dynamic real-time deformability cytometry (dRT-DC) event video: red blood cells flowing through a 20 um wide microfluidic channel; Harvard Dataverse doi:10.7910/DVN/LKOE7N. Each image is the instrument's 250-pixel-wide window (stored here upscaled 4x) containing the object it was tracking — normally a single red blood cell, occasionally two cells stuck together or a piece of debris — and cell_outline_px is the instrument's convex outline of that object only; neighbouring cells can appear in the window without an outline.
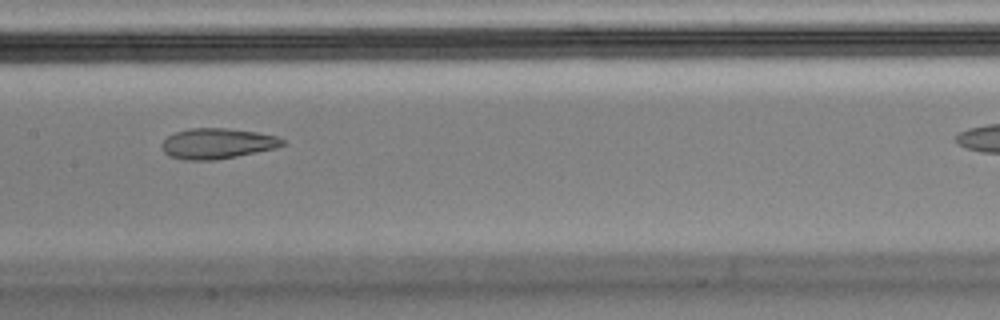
{"species": "Egyptian fruit bat (a non-hibernating species)", "species_latin": "Rousettus aegyptiacus", "temperature_condition": "cold", "stored_images_in_passage": 10, "camera_frame_rate_fps": 3000, "um_per_image_px": 0.085, "animal": {"sex": "male"}, "frame": {"image": 1, "passage_image": 6, "time_ms": 1.667, "image_size_px": [1000, 320], "cell_outline_px": [[284, 144], [276, 148], [216, 160], [184, 160], [168, 156], [160, 148], [160, 144], [168, 136], [176, 132], [188, 128], [228, 128], [256, 132], [276, 136], [284, 140]], "centroid_in_image_um": [18.42, 12.2], "position_along_channel_um": 189.0, "area_um2": 21.5}}
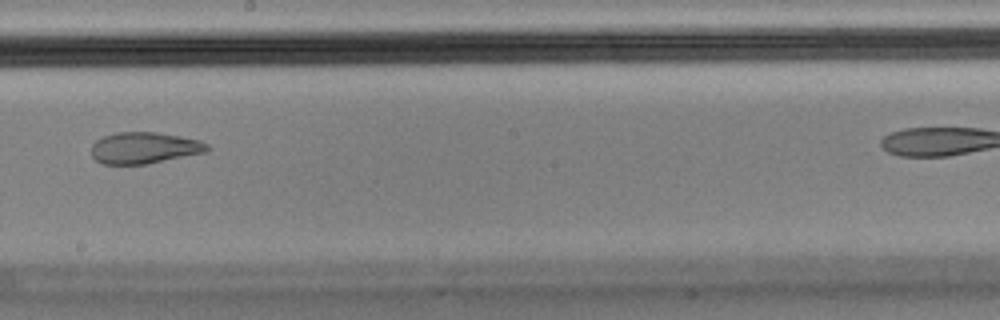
{"frame": {"image": 2, "passage_image": 7, "time_ms": 2.0, "image_size_px": [1000, 320], "cell_outline_px": [[212, 148], [208, 152], [148, 164], [104, 164], [96, 160], [92, 156], [92, 144], [96, 140], [104, 136], [116, 132], [156, 132], [180, 136], [200, 140], [208, 144]], "centroid_in_image_um": [12.31, 12.57], "position_along_channel_um": 235.9, "area_um2": 21.44}}